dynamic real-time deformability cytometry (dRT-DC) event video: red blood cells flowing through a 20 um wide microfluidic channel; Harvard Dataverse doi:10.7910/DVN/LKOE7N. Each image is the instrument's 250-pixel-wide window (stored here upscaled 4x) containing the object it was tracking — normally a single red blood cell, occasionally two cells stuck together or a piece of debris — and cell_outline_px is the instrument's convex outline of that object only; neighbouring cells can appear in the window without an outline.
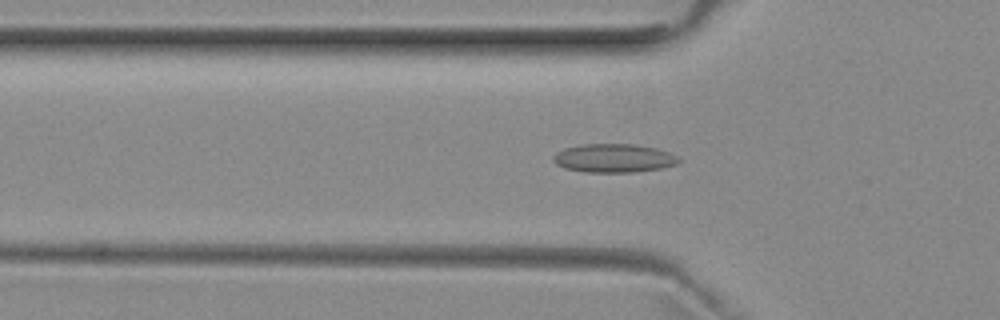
{"species": "common noctule bat (a hibernating species)", "species_latin": "Nyctalus noctula", "temperature_condition": "room temperature", "stored_images_in_passage": 52, "camera_frame_rate_fps": 3000, "um_per_image_px": 0.085, "animal": {"sex": "female", "body_mass_g": 29.2, "forearm_length_mm": 56.3}, "frame": {"image": 1, "passage_image": 17, "time_ms": 5.333, "image_size_px": [1000, 320], "cell_outline_px": [[680, 160], [676, 164], [660, 168], [632, 172], [584, 172], [564, 168], [556, 164], [552, 160], [552, 156], [556, 152], [564, 148], [580, 144], [636, 144], [656, 148], [668, 152], [676, 156]], "centroid_in_image_um": [52.11, 13.44], "position_along_channel_um": 73.7, "area_um2": 20.92}}
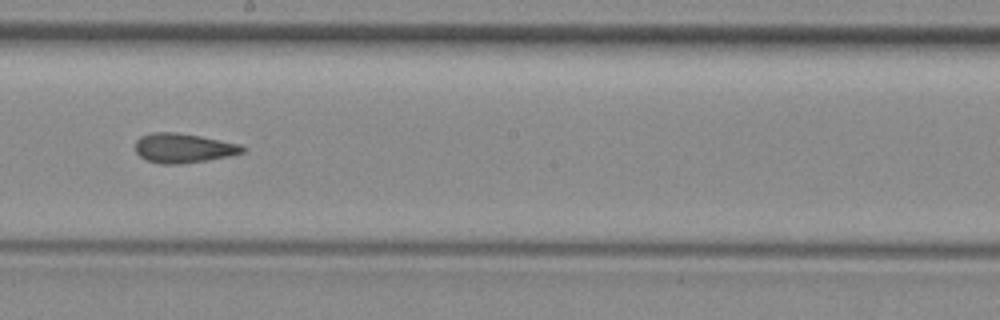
{"frame": {"image": 2, "passage_image": 29, "time_ms": 9.333, "image_size_px": [1000, 320], "cell_outline_px": [[244, 152], [228, 156], [204, 160], [176, 164], [160, 164], [148, 160], [140, 156], [136, 152], [136, 140], [140, 136], [152, 132], [176, 132], [200, 136], [240, 144], [244, 148]], "centroid_in_image_um": [15.55, 12.57], "position_along_channel_um": 232.7, "area_um2": 18.15}}
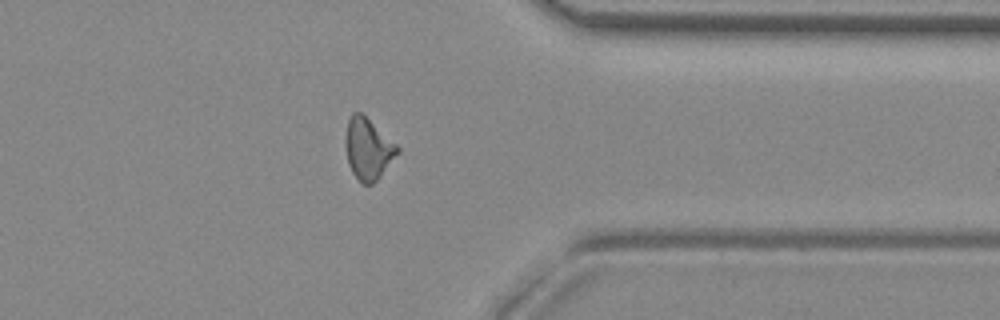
{"frame": {"image": 3, "passage_image": 41, "time_ms": 13.333, "image_size_px": [1000, 320], "cell_outline_px": [[400, 152], [380, 176], [372, 184], [364, 184], [352, 172], [348, 164], [344, 144], [344, 140], [348, 120], [352, 112], [360, 112], [396, 144], [400, 148]], "centroid_in_image_um": [31.26, 12.65], "position_along_channel_um": 380.1, "area_um2": 18.38}, "authors_computed_cell_mechanics": {"area_um2": 18.496, "velocity_mm_per_s": 3.9617, "shape_relaxation_time_tau1_ms": null, "shape_relaxation_time_tau2_ms": 1.7059, "deformation_change_tau1": null, "deformation_change_tau2": 0.1006}}